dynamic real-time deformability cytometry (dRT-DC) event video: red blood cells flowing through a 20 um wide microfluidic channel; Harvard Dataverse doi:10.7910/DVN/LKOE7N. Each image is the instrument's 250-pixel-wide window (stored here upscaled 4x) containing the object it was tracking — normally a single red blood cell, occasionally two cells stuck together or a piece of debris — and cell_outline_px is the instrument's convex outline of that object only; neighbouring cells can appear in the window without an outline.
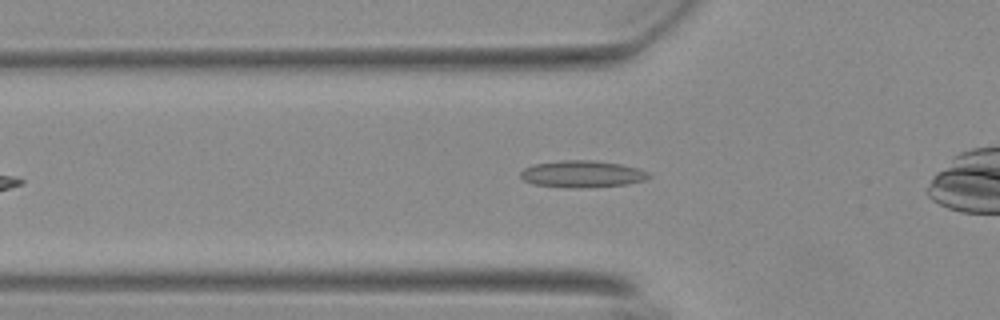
{"species": "Egyptian fruit bat (a non-hibernating species)", "species_latin": "Rousettus aegyptiacus", "temperature_condition": "warm", "stored_images_in_passage": 38, "camera_frame_rate_fps": 3000, "um_per_image_px": 0.085, "animal": {"sex": "female"}, "frame": {"image": 1, "passage_image": 11, "time_ms": 3.333, "image_size_px": [1000, 320], "cell_outline_px": [[652, 176], [644, 180], [624, 184], [572, 188], [532, 184], [524, 180], [520, 176], [520, 172], [524, 168], [532, 164], [560, 160], [596, 160], [620, 164], [636, 168], [648, 172]], "centroid_in_image_um": [49.43, 14.77], "position_along_channel_um": 76.4, "area_um2": 19.94}}
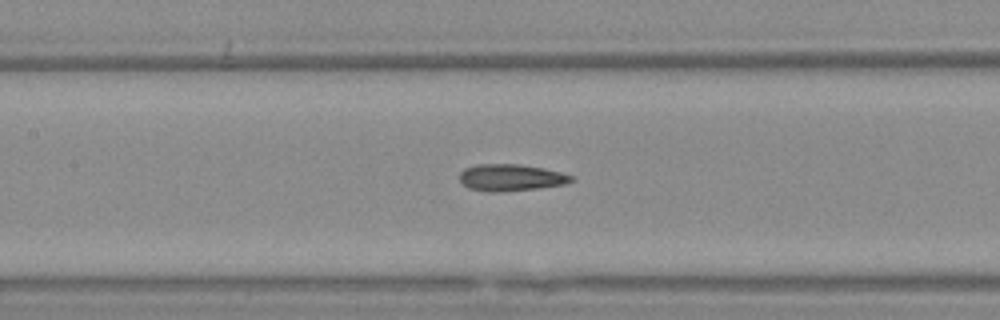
{"frame": {"image": 2, "passage_image": 18, "time_ms": 5.667, "image_size_px": [1000, 320], "cell_outline_px": [[572, 180], [564, 184], [536, 188], [500, 192], [488, 192], [468, 188], [460, 180], [460, 172], [464, 168], [476, 164], [520, 164], [544, 168], [560, 172], [572, 176]], "centroid_in_image_um": [43.37, 15.08], "position_along_channel_um": 164.0, "area_um2": 17.34}}
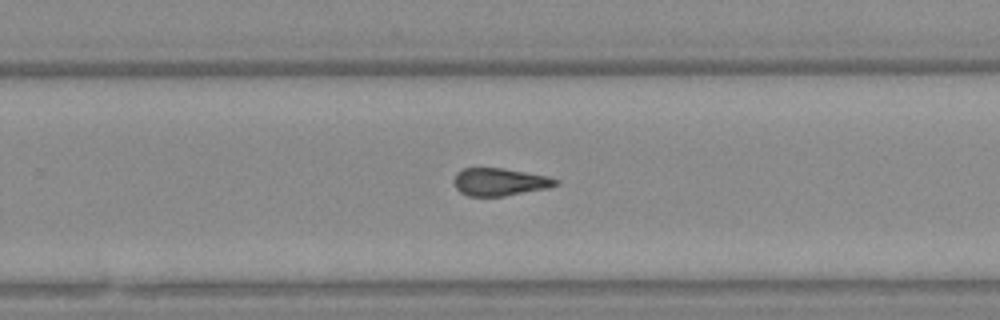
{"frame": {"image": 3, "passage_image": 28, "time_ms": 9.0, "image_size_px": [1000, 320], "cell_outline_px": [[560, 184], [548, 188], [504, 196], [468, 196], [460, 192], [456, 188], [452, 180], [456, 172], [464, 168], [504, 168], [548, 176], [560, 180]], "centroid_in_image_um": [42.48, 15.46], "position_along_channel_um": 287.3, "area_um2": 16.59}}